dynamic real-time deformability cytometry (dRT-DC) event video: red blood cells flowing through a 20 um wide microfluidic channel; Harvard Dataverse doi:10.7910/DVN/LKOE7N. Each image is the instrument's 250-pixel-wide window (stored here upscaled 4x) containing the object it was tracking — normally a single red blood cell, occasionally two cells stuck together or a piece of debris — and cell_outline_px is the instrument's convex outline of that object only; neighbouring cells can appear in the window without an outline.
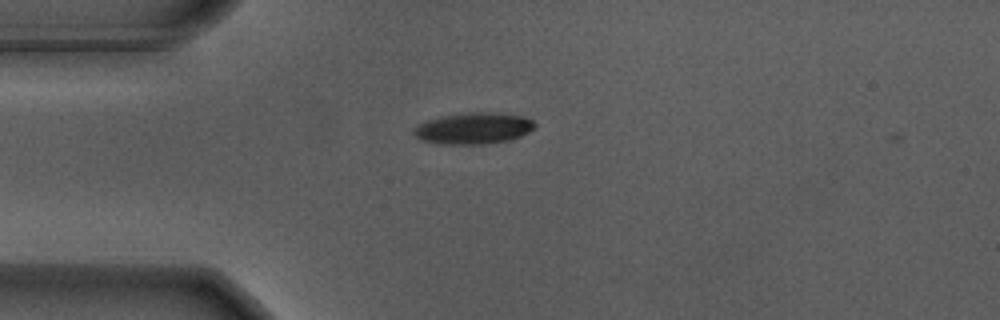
{"species": "Egyptian fruit bat (a non-hibernating species)", "species_latin": "Rousettus aegyptiacus", "temperature_condition": "warm", "stored_images_in_passage": 5, "camera_frame_rate_fps": 3000, "um_per_image_px": 0.085, "animal": {"sex": "male"}, "frame": {"image": 1, "passage_image": 3, "time_ms": 0.667, "image_size_px": [1000, 320], "cell_outline_px": [[536, 128], [520, 136], [508, 140], [484, 144], [440, 144], [420, 140], [412, 132], [420, 124], [428, 120], [444, 116], [468, 112], [484, 112], [524, 116], [532, 120], [536, 124]], "centroid_in_image_um": [40.27, 10.91], "position_along_channel_um": 44.7, "area_um2": 21.91}}